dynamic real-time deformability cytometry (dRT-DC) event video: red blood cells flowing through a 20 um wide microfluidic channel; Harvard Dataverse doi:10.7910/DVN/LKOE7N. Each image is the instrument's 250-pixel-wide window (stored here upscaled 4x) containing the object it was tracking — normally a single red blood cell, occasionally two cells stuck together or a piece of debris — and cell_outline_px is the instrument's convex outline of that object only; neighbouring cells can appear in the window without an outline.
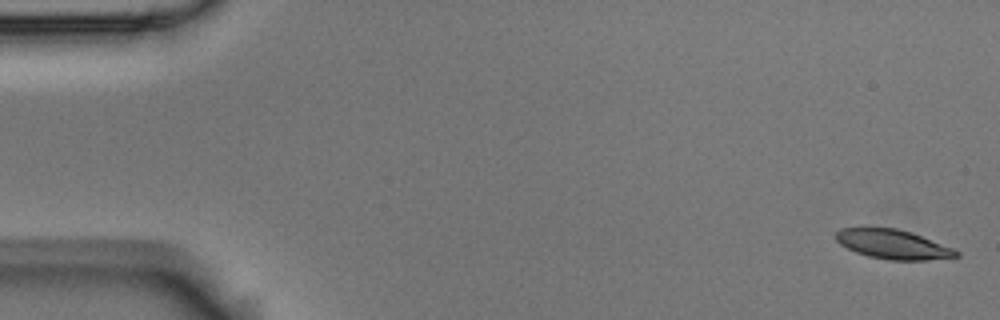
{"species": "Egyptian fruit bat (a non-hibernating species)", "species_latin": "Rousettus aegyptiacus", "temperature_condition": "room temperature", "stored_images_in_passage": 6, "camera_frame_rate_fps": 3000, "um_per_image_px": 0.085, "animal": {"sex": "male"}, "frame": {"image": 1, "passage_image": 1, "time_ms": 0.0, "image_size_px": [1000, 320], "cell_outline_px": [[960, 256], [924, 260], [888, 260], [868, 256], [856, 252], [840, 244], [836, 240], [836, 232], [840, 228], [860, 224], [864, 224], [896, 228], [920, 236], [952, 248], [960, 252]], "centroid_in_image_um": [75.78, 20.71], "position_along_channel_um": 9.2, "area_um2": 21.04}}
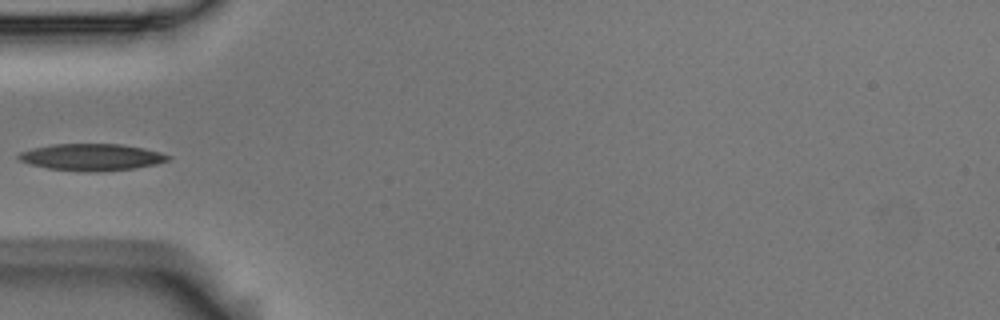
{"frame": {"image": 2, "passage_image": 5, "time_ms": 1.333, "image_size_px": [1000, 320], "cell_outline_px": [[172, 160], [156, 164], [136, 168], [96, 172], [84, 172], [48, 168], [32, 164], [20, 160], [16, 156], [20, 152], [32, 148], [52, 144], [120, 144], [144, 148], [160, 152], [172, 156]], "centroid_in_image_um": [7.84, 13.36], "position_along_channel_um": 77.2, "area_um2": 23.47}}
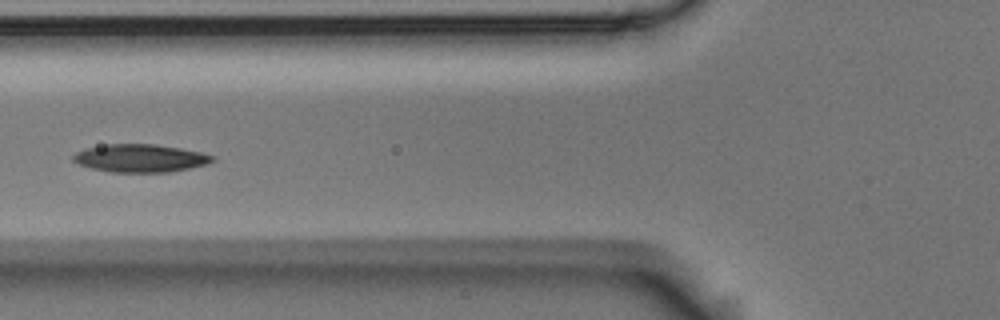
{"frame": {"image": 3, "passage_image": 6, "time_ms": 1.667, "image_size_px": [1000, 320], "cell_outline_px": [[216, 160], [204, 164], [188, 168], [168, 172], [108, 172], [92, 168], [80, 164], [72, 160], [72, 156], [76, 152], [84, 148], [108, 144], [156, 144], [180, 148], [200, 152], [216, 156]], "centroid_in_image_um": [11.91, 13.44], "position_along_channel_um": 113.9, "area_um2": 22.6}}